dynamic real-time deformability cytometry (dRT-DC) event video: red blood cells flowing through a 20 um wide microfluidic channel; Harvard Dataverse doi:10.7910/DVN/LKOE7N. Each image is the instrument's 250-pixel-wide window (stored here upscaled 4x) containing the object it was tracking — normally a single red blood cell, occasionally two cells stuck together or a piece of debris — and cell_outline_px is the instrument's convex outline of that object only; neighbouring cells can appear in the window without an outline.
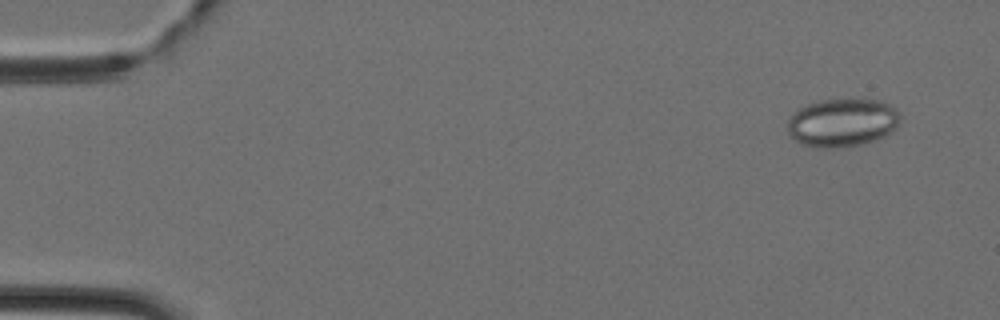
{"species": "Egyptian fruit bat (a non-hibernating species)", "species_latin": "Rousettus aegyptiacus", "temperature_condition": "cold", "stored_images_in_passage": 8, "camera_frame_rate_fps": 3000, "um_per_image_px": 0.085, "animal": {"sex": "female"}, "frame": {"image": 1, "passage_image": 3, "time_ms": 0.667, "image_size_px": [1000, 320], "cell_outline_px": [[900, 120], [896, 128], [892, 132], [884, 136], [860, 144], [840, 148], [816, 148], [804, 144], [788, 136], [788, 120], [800, 108], [808, 104], [820, 100], [876, 100], [888, 104], [896, 108], [900, 112]], "centroid_in_image_um": [71.61, 10.44], "position_along_channel_um": 13.4, "area_um2": 31.5}}